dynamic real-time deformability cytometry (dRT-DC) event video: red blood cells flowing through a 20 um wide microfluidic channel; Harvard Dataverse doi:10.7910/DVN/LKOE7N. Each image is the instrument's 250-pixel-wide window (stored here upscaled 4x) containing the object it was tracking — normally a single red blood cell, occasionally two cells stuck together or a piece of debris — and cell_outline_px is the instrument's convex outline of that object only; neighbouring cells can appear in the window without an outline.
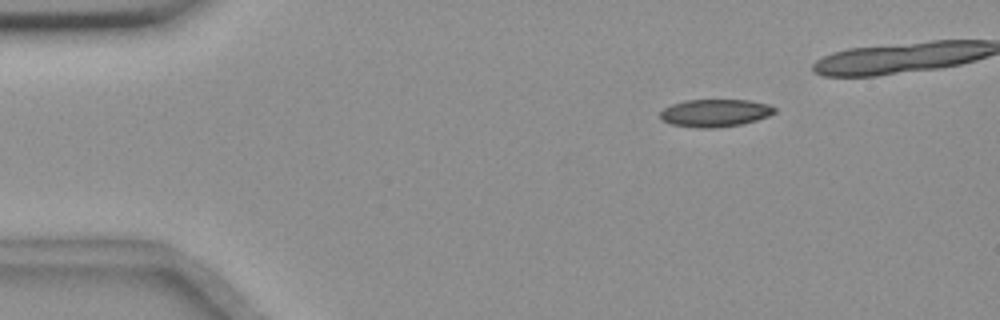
{"species": "common noctule bat (a hibernating species)", "species_latin": "Nyctalus noctula", "temperature_condition": "room temperature", "stored_images_in_passage": 40, "camera_frame_rate_fps": 3000, "um_per_image_px": 0.085, "animal": {"sex": "female", "body_mass_g": 18.4}, "frame": {"image": 1, "passage_image": 3, "time_ms": 0.667, "image_size_px": [1000, 320], "cell_outline_px": [[776, 112], [768, 116], [756, 120], [740, 124], [716, 128], [696, 128], [672, 124], [660, 120], [660, 112], [664, 108], [672, 104], [684, 100], [748, 100], [768, 104], [776, 108]], "centroid_in_image_um": [60.76, 9.6], "position_along_channel_um": 24.2, "area_um2": 18.44}}
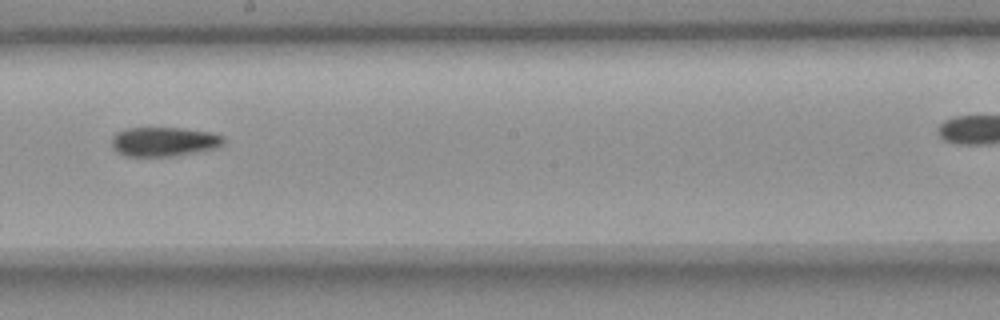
{"frame": {"image": 2, "passage_image": 26, "time_ms": 8.333, "image_size_px": [1000, 320], "cell_outline_px": [[224, 144], [216, 148], [196, 152], [172, 156], [124, 156], [112, 148], [112, 136], [116, 132], [124, 128], [184, 128], [212, 132], [224, 136]], "centroid_in_image_um": [13.94, 12.03], "position_along_channel_um": 234.3, "area_um2": 19.31}}
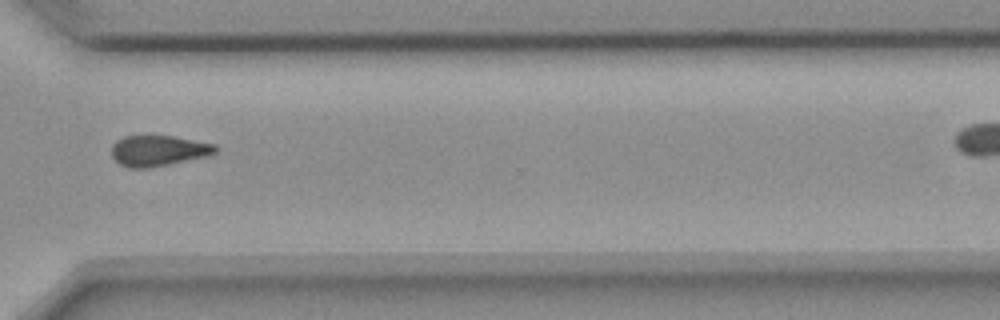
{"frame": {"image": 3, "passage_image": 36, "time_ms": 11.667, "image_size_px": [1000, 320], "cell_outline_px": [[220, 148], [216, 152], [208, 156], [148, 168], [128, 168], [120, 164], [112, 156], [112, 144], [116, 140], [124, 136], [172, 136], [216, 144]], "centroid_in_image_um": [13.48, 12.81], "position_along_channel_um": 357.1, "area_um2": 18.61}}